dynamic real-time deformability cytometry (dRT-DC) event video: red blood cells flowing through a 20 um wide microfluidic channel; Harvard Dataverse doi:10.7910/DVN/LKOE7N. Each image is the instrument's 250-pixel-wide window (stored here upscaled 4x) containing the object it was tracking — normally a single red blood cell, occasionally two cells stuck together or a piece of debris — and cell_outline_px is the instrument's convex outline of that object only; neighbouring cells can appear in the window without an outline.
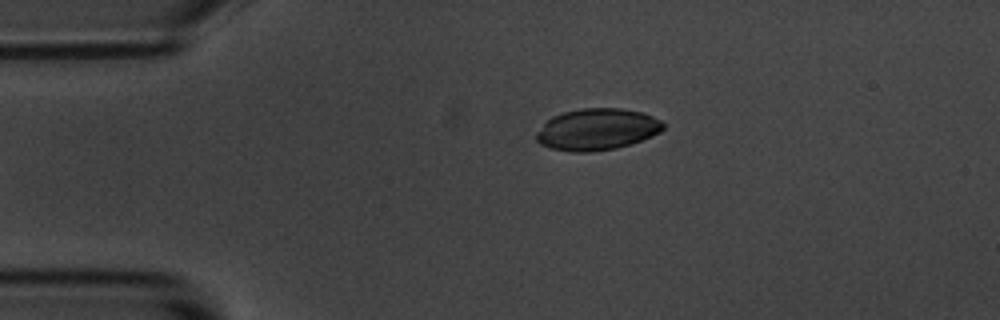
{"species": "common noctule bat (a hibernating species)", "species_latin": "Nyctalus noctula", "temperature_condition": "room temperature", "stored_images_in_passage": 38, "camera_frame_rate_fps": 3000, "um_per_image_px": 0.085, "animal": {"sex": "male", "body_mass_g": 20.1, "forearm_length_mm": 53.5}, "frame": {"image": 1, "passage_image": 1, "time_ms": 0.0, "image_size_px": [1000, 320], "cell_outline_px": [[664, 128], [660, 132], [652, 136], [616, 148], [592, 152], [572, 152], [552, 148], [540, 144], [536, 140], [536, 132], [552, 116], [564, 112], [580, 108], [620, 108], [640, 112], [652, 116], [660, 120], [664, 124]], "centroid_in_image_um": [50.73, 10.99], "position_along_channel_um": 34.3, "area_um2": 30.58}}
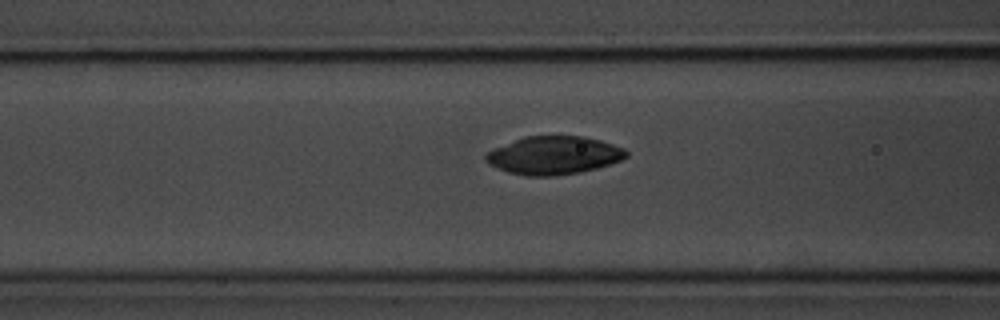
{"frame": {"image": 2, "passage_image": 11, "time_ms": 3.333, "image_size_px": [1000, 320], "cell_outline_px": [[628, 156], [620, 160], [596, 168], [580, 172], [552, 176], [524, 176], [508, 172], [484, 160], [484, 156], [492, 148], [524, 136], [584, 136], [600, 140], [624, 148], [628, 152]], "centroid_in_image_um": [47.06, 13.19], "position_along_channel_um": 119.5, "area_um2": 31.1}}
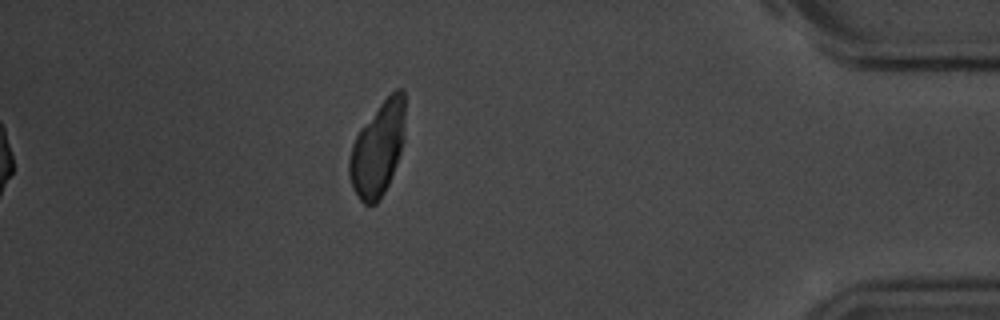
{"frame": {"image": 3, "passage_image": 38, "time_ms": 12.333, "image_size_px": [1000, 320], "cell_outline_px": [[404, 140], [396, 164], [388, 184], [380, 200], [376, 204], [364, 204], [360, 200], [352, 188], [348, 172], [348, 160], [352, 144], [360, 128], [380, 104], [396, 88], [400, 88], [404, 92]], "centroid_in_image_um": [32.09, 12.68], "position_along_channel_um": 403.1, "area_um2": 30.46}}